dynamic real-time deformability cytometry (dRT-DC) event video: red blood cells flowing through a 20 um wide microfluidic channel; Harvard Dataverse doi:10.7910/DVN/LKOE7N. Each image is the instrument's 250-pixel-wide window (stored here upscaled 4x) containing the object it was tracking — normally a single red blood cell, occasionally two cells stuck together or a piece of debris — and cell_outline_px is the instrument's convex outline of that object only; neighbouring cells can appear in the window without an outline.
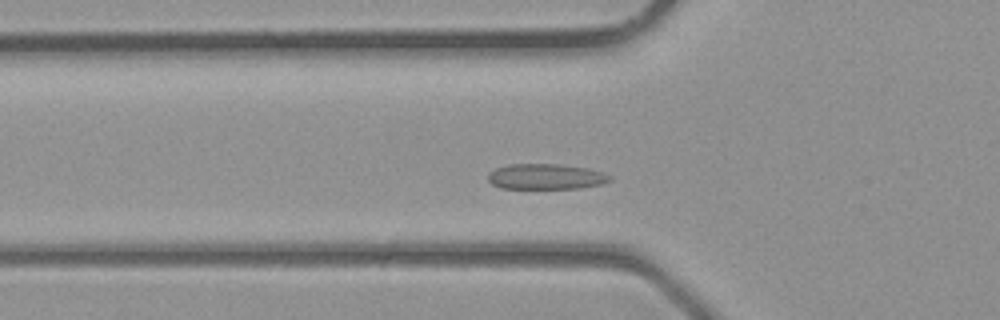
{"species": "common noctule bat (a hibernating species)", "species_latin": "Nyctalus noctula", "temperature_condition": "room temperature", "stored_images_in_passage": 34, "camera_frame_rate_fps": 3000, "um_per_image_px": 0.085, "animal": {"sex": "male", "body_mass_g": 23.1, "forearm_length_mm": 52.7}, "frame": {"image": 1, "passage_image": 8, "time_ms": 2.333, "image_size_px": [1000, 320], "cell_outline_px": [[612, 180], [600, 184], [580, 188], [500, 188], [492, 184], [488, 180], [488, 172], [496, 168], [508, 164], [560, 164], [588, 168], [604, 172], [612, 176]], "centroid_in_image_um": [46.4, 15.0], "position_along_channel_um": 79.4, "area_um2": 18.21}}
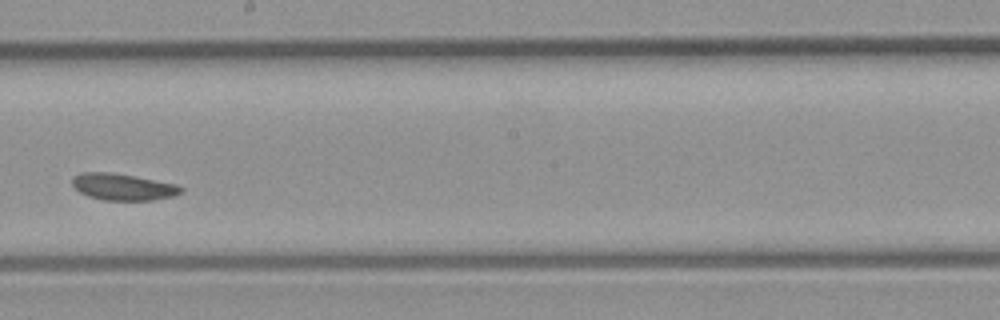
{"frame": {"image": 2, "passage_image": 17, "time_ms": 5.333, "image_size_px": [1000, 320], "cell_outline_px": [[184, 192], [172, 196], [152, 200], [104, 200], [88, 196], [80, 192], [72, 184], [72, 176], [80, 172], [112, 172], [136, 176], [176, 184], [184, 188]], "centroid_in_image_um": [10.45, 15.87], "position_along_channel_um": 237.7, "area_um2": 16.99}}
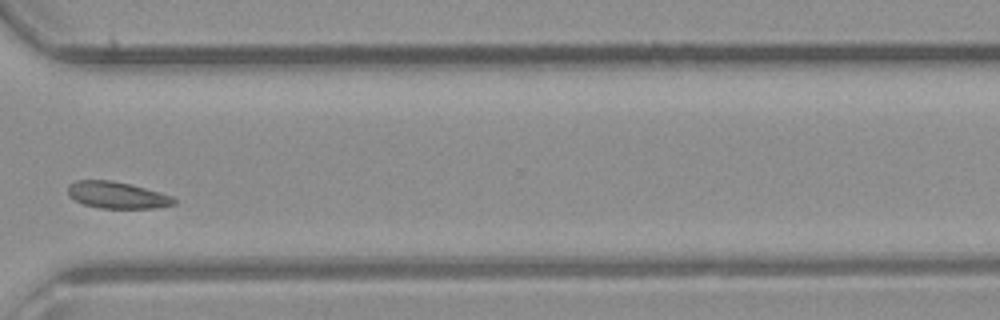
{"frame": {"image": 3, "passage_image": 24, "time_ms": 7.667, "image_size_px": [1000, 320], "cell_outline_px": [[176, 204], [156, 208], [100, 208], [84, 204], [68, 196], [68, 184], [76, 180], [112, 180], [160, 192], [172, 196], [176, 200]], "centroid_in_image_um": [9.94, 16.58], "position_along_channel_um": 360.7, "area_um2": 16.47}}